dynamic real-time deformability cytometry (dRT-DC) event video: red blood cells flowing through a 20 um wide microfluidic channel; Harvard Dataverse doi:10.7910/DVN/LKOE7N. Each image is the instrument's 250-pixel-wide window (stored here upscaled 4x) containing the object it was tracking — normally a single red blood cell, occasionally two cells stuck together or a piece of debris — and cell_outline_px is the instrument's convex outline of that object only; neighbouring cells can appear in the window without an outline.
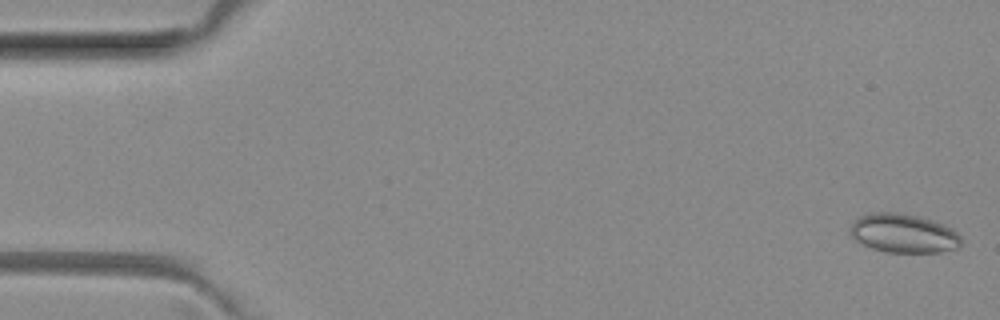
{"species": "common noctule bat (a hibernating species)", "species_latin": "Nyctalus noctula", "temperature_condition": "room temperature", "stored_images_in_passage": 21, "camera_frame_rate_fps": 3000, "um_per_image_px": 0.085, "animal": {"sex": "female", "body_mass_g": 29.2, "forearm_length_mm": 56.3}, "frame": {"image": 1, "passage_image": 1, "time_ms": 0.0, "image_size_px": [1000, 320], "cell_outline_px": [[960, 248], [940, 252], [884, 252], [872, 248], [856, 240], [852, 236], [852, 220], [856, 216], [872, 212], [896, 212], [920, 216], [944, 224], [952, 228], [960, 236]], "centroid_in_image_um": [76.8, 19.82], "position_along_channel_um": 8.2, "area_um2": 25.32}}
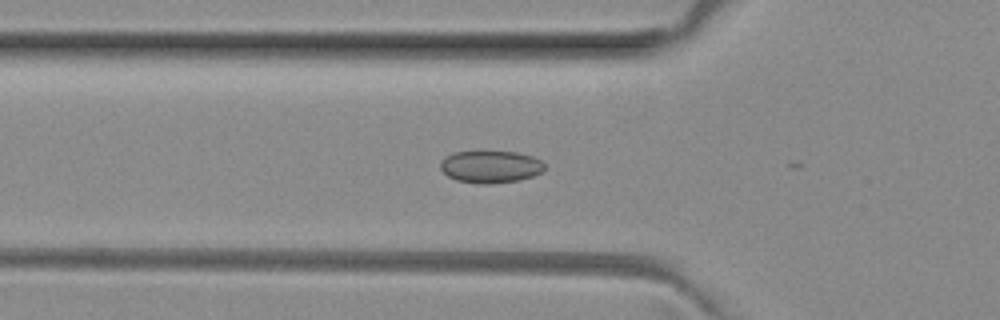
{"frame": {"image": 2, "passage_image": 17, "time_ms": 5.333, "image_size_px": [1000, 320], "cell_outline_px": [[544, 172], [520, 180], [492, 184], [476, 184], [456, 180], [448, 176], [440, 168], [440, 160], [444, 156], [452, 152], [516, 152], [532, 156], [540, 160], [544, 164]], "centroid_in_image_um": [41.68, 14.18], "position_along_channel_um": 84.1, "area_um2": 19.77}}
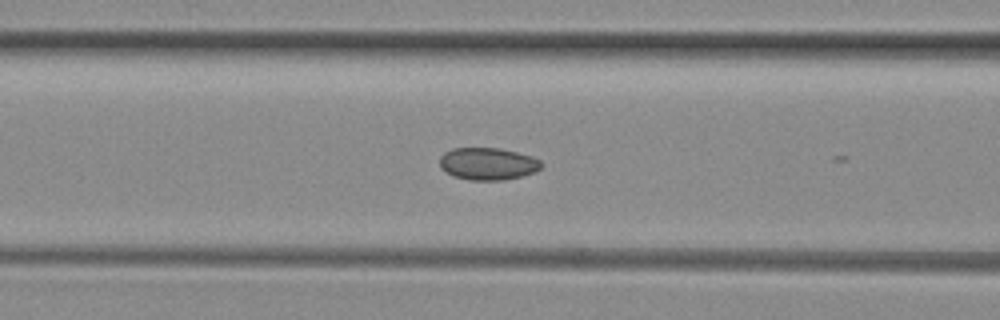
{"frame": {"image": 3, "passage_image": 20, "time_ms": 6.333, "image_size_px": [1000, 320], "cell_outline_px": [[544, 164], [536, 172], [524, 176], [504, 180], [468, 180], [452, 176], [440, 168], [440, 156], [444, 152], [452, 148], [500, 148], [532, 156], [540, 160]], "centroid_in_image_um": [41.47, 13.93], "position_along_channel_um": 125.1, "area_um2": 19.42}}